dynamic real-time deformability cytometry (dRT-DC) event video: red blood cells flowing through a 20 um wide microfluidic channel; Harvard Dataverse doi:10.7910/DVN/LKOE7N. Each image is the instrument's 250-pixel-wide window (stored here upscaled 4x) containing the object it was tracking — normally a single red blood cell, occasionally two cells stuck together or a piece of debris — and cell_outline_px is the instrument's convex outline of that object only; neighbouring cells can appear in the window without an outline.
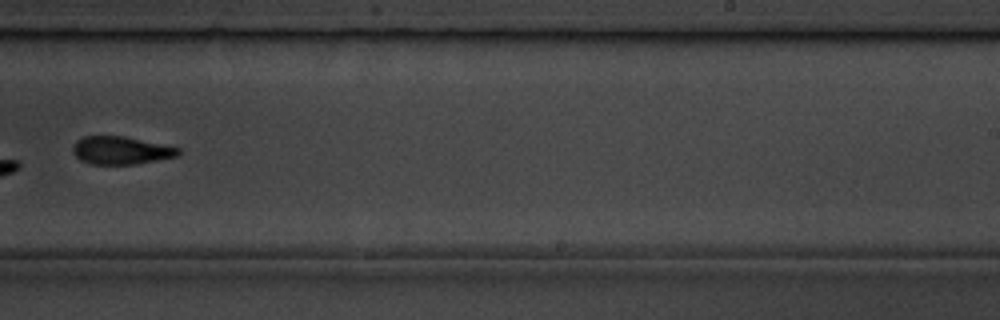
{"species": "common noctule bat (a hibernating species)", "species_latin": "Nyctalus noctula", "temperature_condition": "room temperature", "stored_images_in_passage": 11, "camera_frame_rate_fps": 3000, "um_per_image_px": 0.085, "animal": {"sex": "male", "body_mass_g": 19.5, "forearm_length_mm": 54.6}, "frame": {"image": 1, "passage_image": 10, "time_ms": 10.333, "image_size_px": [1000, 320], "cell_outline_px": [[180, 152], [176, 156], [136, 164], [88, 164], [80, 160], [72, 152], [72, 148], [76, 140], [84, 136], [124, 136], [180, 148]], "centroid_in_image_um": [10.23, 12.78], "position_along_channel_um": 278.8, "area_um2": 17.05}}